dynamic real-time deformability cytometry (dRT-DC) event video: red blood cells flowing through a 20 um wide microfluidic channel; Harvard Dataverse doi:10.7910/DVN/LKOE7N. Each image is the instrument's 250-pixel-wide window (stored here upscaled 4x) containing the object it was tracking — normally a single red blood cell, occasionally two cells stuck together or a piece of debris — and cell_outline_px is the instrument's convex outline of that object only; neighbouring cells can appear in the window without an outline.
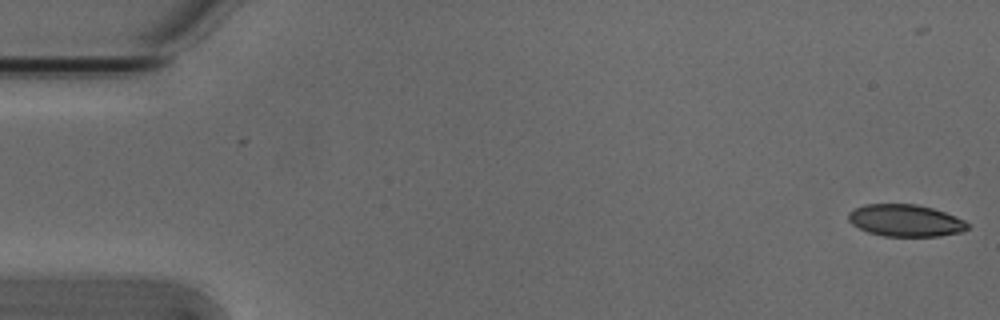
{"species": "Egyptian fruit bat (a non-hibernating species)", "species_latin": "Rousettus aegyptiacus", "temperature_condition": "cold", "stored_images_in_passage": 52, "camera_frame_rate_fps": 3000, "um_per_image_px": 0.085, "animal": {"sex": "male"}, "frame": {"image": 1, "passage_image": 2, "time_ms": 0.333, "image_size_px": [1000, 320], "cell_outline_px": [[968, 228], [964, 232], [940, 236], [884, 236], [868, 232], [852, 224], [848, 220], [848, 212], [864, 204], [916, 204], [932, 208], [956, 216], [964, 220], [968, 224]], "centroid_in_image_um": [76.97, 18.74], "position_along_channel_um": 8.0, "area_um2": 22.25}}
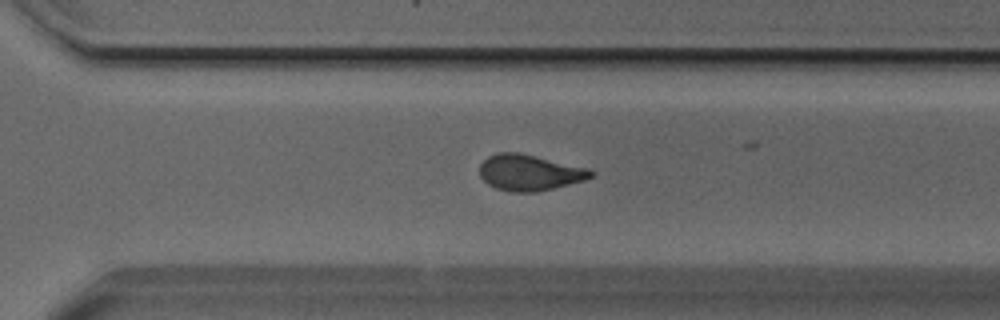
{"frame": {"image": 2, "passage_image": 38, "time_ms": 12.333, "image_size_px": [1000, 320], "cell_outline_px": [[596, 172], [592, 176], [584, 180], [536, 192], [512, 192], [496, 188], [488, 184], [480, 176], [480, 164], [488, 156], [496, 152], [520, 152], [588, 168]], "centroid_in_image_um": [44.99, 14.65], "position_along_channel_um": 325.6, "area_um2": 23.29}}
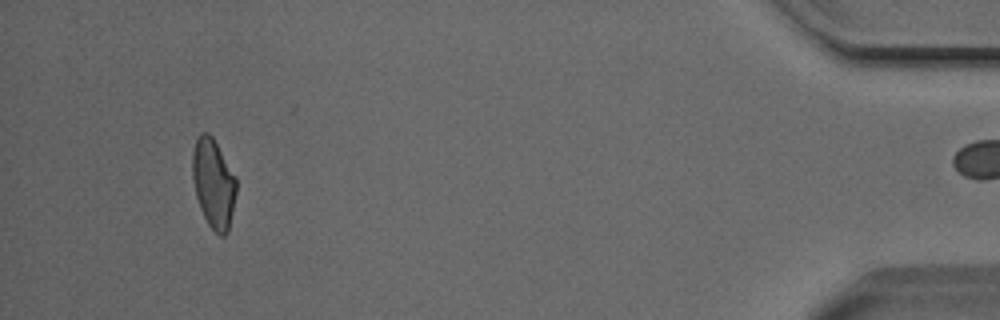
{"frame": {"image": 3, "passage_image": 51, "time_ms": 16.667, "image_size_px": [1000, 320], "cell_outline_px": [[236, 192], [228, 232], [224, 236], [220, 236], [208, 224], [200, 208], [196, 196], [192, 176], [192, 152], [196, 140], [200, 132], [208, 132], [212, 136], [236, 176]], "centroid_in_image_um": [18.14, 15.57], "position_along_channel_um": 417.1, "area_um2": 22.77}, "authors_computed_cell_mechanics": {"area_um2": 23.6691, "velocity_mm_per_s": 3.8341, "shape_relaxation_time_tau1_ms": null, "shape_relaxation_time_tau2_ms": 2.1255, "deformation_change_tau1": null, "deformation_change_tau2": 0.0716}}